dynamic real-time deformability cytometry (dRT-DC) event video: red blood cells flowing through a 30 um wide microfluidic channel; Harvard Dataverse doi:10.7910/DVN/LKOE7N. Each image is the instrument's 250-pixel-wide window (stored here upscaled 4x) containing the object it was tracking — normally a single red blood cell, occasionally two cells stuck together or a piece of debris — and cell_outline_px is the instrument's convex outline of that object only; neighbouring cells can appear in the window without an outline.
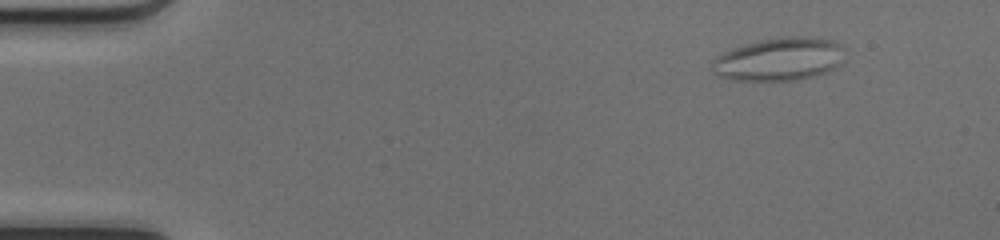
{"species": "common noctule bat (a hibernating species)", "species_latin": "Nyctalus noctula", "temperature_condition": "cold", "stored_images_in_passage": 49, "camera_frame_rate_fps": 3000, "um_per_image_px": 0.085, "animal": {"sex": "female", "body_mass_g": 17.0, "forearm_length_mm": 48.0}, "frame": {"image": 1, "passage_image": 2, "time_ms": 0.333, "image_size_px": [1000, 240], "cell_outline_px": [[836, 44], [832, 68], [808, 76], [792, 80], [752, 80], [724, 76], [716, 72], [716, 60], [720, 56], [736, 48], [760, 40], [796, 36], [820, 36], [832, 40]], "centroid_in_image_um": [66.18, 5.0], "position_along_channel_um": 18.8, "area_um2": 30.35}}
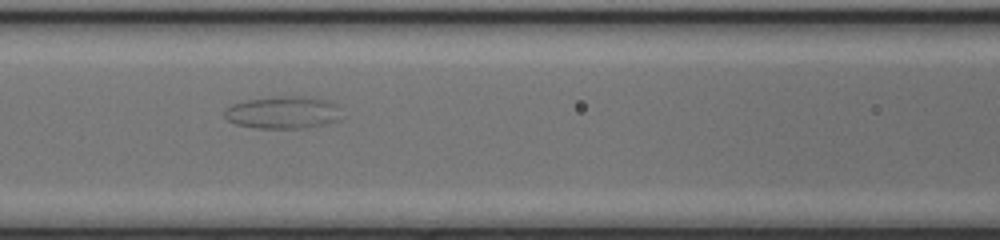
{"frame": {"image": 2, "passage_image": 20, "time_ms": 6.333, "image_size_px": [1000, 240], "cell_outline_px": [[340, 120], [300, 128], [260, 128], [236, 124], [228, 120], [224, 116], [224, 112], [232, 104], [244, 100], [280, 96], [308, 96], [332, 100], [336, 104]], "centroid_in_image_um": [24.05, 9.53], "position_along_channel_um": 142.6, "area_um2": 21.96}}
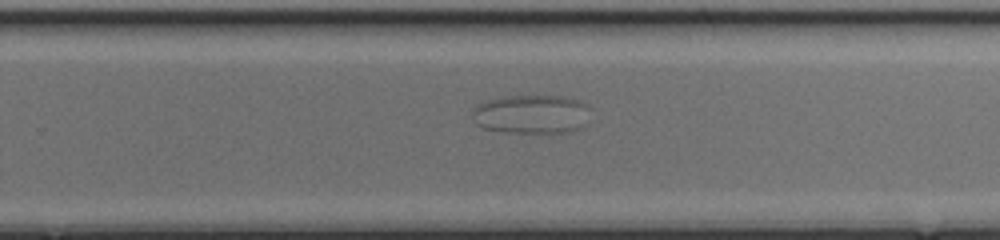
{"frame": {"image": 3, "passage_image": 31, "time_ms": 10.0, "image_size_px": [1000, 240], "cell_outline_px": [[588, 108], [580, 128], [572, 132], [508, 132], [484, 128], [476, 124], [472, 112], [484, 100], [500, 96], [532, 92], [564, 96], [580, 100], [588, 104]], "centroid_in_image_um": [45.15, 9.63], "position_along_channel_um": 284.7, "area_um2": 27.4}}